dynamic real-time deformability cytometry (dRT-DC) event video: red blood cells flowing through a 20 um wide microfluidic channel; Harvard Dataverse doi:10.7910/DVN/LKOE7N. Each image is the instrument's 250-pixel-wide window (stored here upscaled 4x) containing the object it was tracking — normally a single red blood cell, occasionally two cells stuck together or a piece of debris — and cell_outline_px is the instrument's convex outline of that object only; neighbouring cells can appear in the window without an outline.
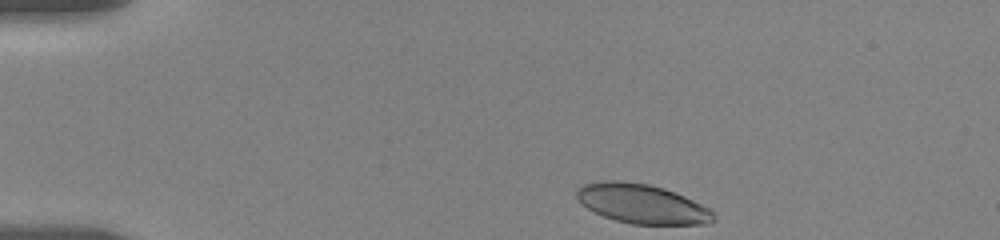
{"species": "human", "species_latin": "Homo sapiens", "temperature_condition": "room temperature", "stored_images_in_passage": 17, "camera_frame_rate_fps": 3000, "um_per_image_px": 0.085, "donor": {"sex": "female"}, "frame": {"image": 1, "passage_image": 1, "time_ms": 0.0, "image_size_px": [1000, 240], "cell_outline_px": [[716, 220], [708, 224], [632, 224], [616, 220], [604, 216], [588, 208], [576, 196], [576, 192], [584, 184], [600, 180], [620, 180], [648, 184], [664, 188], [684, 196], [716, 212]], "centroid_in_image_um": [54.61, 17.32], "position_along_channel_um": 30.4, "area_um2": 31.27}}
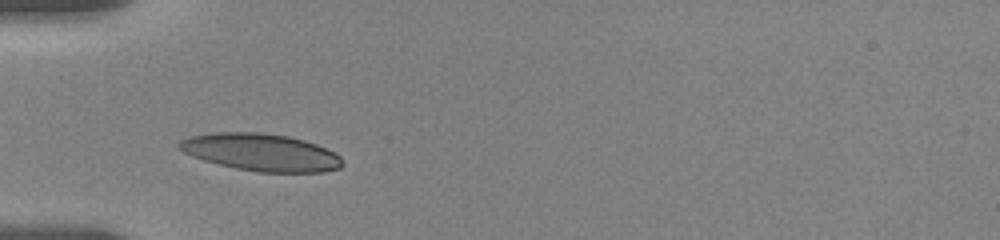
{"frame": {"image": 2, "passage_image": 10, "time_ms": 2.667, "image_size_px": [1000, 240], "cell_outline_px": [[344, 164], [340, 168], [324, 172], [260, 172], [236, 168], [204, 160], [192, 156], [176, 148], [176, 144], [180, 140], [188, 136], [212, 132], [260, 132], [288, 136], [304, 140], [316, 144], [340, 156]], "centroid_in_image_um": [22.14, 12.93], "position_along_channel_um": 62.9, "area_um2": 35.55}}
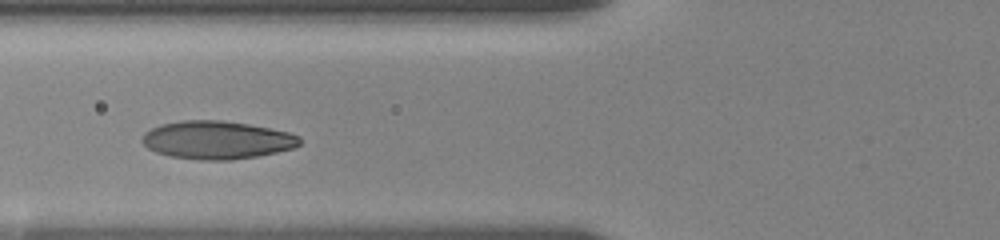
{"frame": {"image": 3, "passage_image": 16, "time_ms": 4.0, "image_size_px": [1000, 240], "cell_outline_px": [[300, 144], [292, 148], [276, 152], [256, 156], [232, 160], [200, 160], [172, 156], [156, 152], [148, 148], [140, 140], [144, 132], [160, 124], [180, 120], [220, 120], [248, 124], [272, 128], [288, 132], [300, 136]], "centroid_in_image_um": [18.42, 11.89], "position_along_channel_um": 107.4, "area_um2": 34.97}}